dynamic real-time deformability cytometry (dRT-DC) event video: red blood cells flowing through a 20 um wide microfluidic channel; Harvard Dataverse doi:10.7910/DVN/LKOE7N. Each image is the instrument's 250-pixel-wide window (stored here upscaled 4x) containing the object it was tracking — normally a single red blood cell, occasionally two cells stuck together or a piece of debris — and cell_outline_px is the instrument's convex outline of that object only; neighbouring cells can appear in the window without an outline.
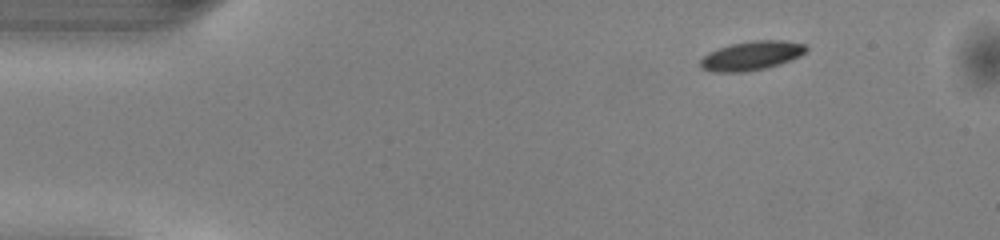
{"species": "common noctule bat (a hibernating species)", "species_latin": "Nyctalus noctula", "temperature_condition": "warm", "stored_images_in_passage": 45, "camera_frame_rate_fps": 3000, "um_per_image_px": 0.085, "animal": {"sex": "male", "body_mass_g": 13.0, "forearm_length_mm": 53.1}, "frame": {"image": 1, "passage_image": 1, "time_ms": 0.0, "image_size_px": [1000, 240], "cell_outline_px": [[808, 48], [800, 56], [780, 64], [764, 68], [744, 72], [712, 72], [700, 68], [700, 60], [708, 52], [732, 44], [752, 40], [780, 40], [804, 44]], "centroid_in_image_um": [63.85, 4.74], "position_along_channel_um": 21.2, "area_um2": 17.8}}
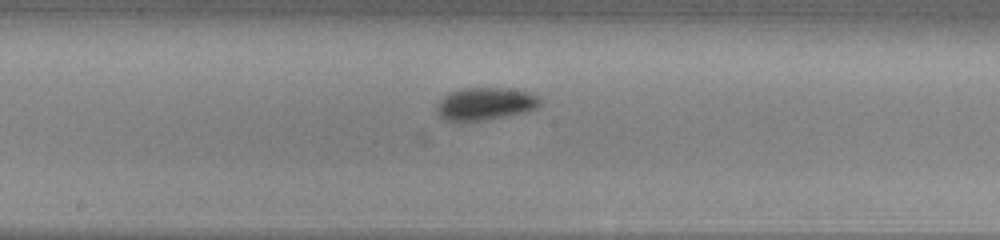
{"frame": {"image": 2, "passage_image": 21, "time_ms": 6.667, "image_size_px": [1000, 240], "cell_outline_px": [[540, 104], [536, 108], [528, 112], [484, 120], [460, 124], [444, 120], [436, 112], [436, 104], [448, 92], [460, 88], [504, 88], [528, 92], [540, 96]], "centroid_in_image_um": [41.19, 8.85], "position_along_channel_um": 207.0, "area_um2": 20.23}}
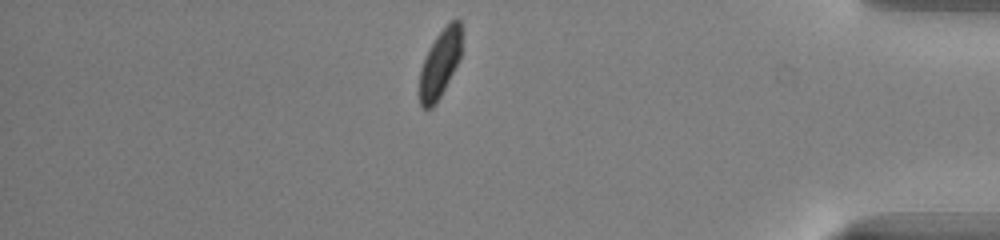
{"frame": {"image": 3, "passage_image": 38, "time_ms": 12.333, "image_size_px": [1000, 240], "cell_outline_px": [[460, 60], [436, 104], [432, 108], [420, 108], [420, 68], [436, 36], [452, 20], [460, 20]], "centroid_in_image_um": [37.38, 5.47], "position_along_channel_um": 397.8, "area_um2": 16.24}, "authors_computed_cell_mechanics": {"area_um2": 18.2648, "velocity_mm_per_s": 4.0465, "shape_relaxation_time_tau1_ms": 2.37, "shape_relaxation_time_tau2_ms": null, "deformation_change_tau1": 0.1194, "deformation_change_tau2": null}}